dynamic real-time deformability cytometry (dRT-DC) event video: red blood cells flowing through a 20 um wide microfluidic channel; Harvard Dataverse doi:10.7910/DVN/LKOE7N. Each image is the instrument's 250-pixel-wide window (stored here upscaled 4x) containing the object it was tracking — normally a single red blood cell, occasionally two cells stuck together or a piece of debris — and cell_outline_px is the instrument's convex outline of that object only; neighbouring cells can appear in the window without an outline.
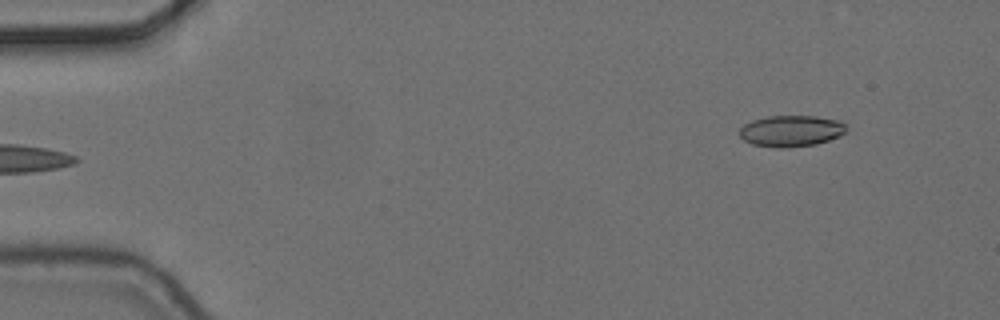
{"species": "common noctule bat (a hibernating species)", "species_latin": "Nyctalus noctula", "temperature_condition": "cold", "stored_images_in_passage": 6, "segment_of_instrument_passage": [2, 2], "camera_frame_rate_fps": 3000, "um_per_image_px": 0.085, "animal": {"sex": "female", "body_mass_g": 24.6, "forearm_length_mm": 56.2}, "frame": {"image": 1, "passage_image": 6, "time_ms": 1.667, "image_size_px": [1000, 320], "cell_outline_px": [[848, 128], [840, 136], [816, 144], [788, 148], [780, 148], [752, 144], [744, 140], [740, 136], [740, 128], [744, 124], [752, 120], [768, 116], [816, 116], [840, 120]], "centroid_in_image_um": [67.25, 11.13], "position_along_channel_um": 17.7, "area_um2": 19.54}}